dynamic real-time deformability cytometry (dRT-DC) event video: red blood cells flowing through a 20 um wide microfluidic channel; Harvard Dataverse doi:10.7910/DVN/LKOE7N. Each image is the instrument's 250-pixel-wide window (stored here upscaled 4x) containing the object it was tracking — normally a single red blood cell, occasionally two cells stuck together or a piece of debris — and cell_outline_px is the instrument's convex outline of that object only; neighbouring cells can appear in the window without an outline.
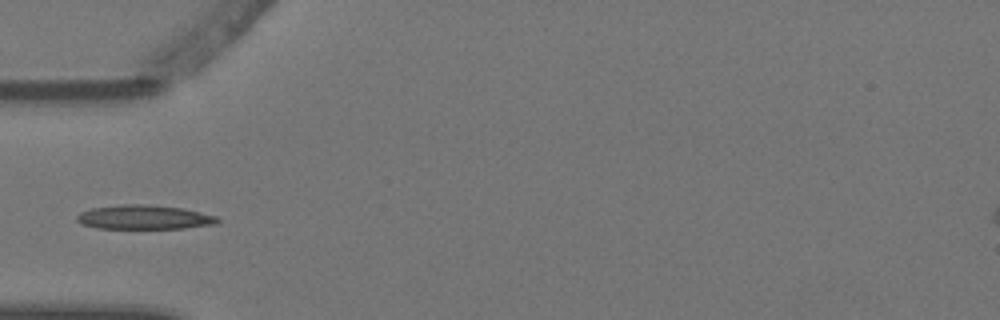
{"species": "Egyptian fruit bat (a non-hibernating species)", "species_latin": "Rousettus aegyptiacus", "temperature_condition": "warm", "stored_images_in_passage": 7, "camera_frame_rate_fps": 3000, "um_per_image_px": 0.085, "animal": {"sex": "female"}, "frame": {"image": 1, "passage_image": 5, "time_ms": 1.333, "image_size_px": [1000, 320], "cell_outline_px": [[220, 220], [216, 224], [184, 228], [96, 228], [84, 224], [76, 220], [76, 216], [80, 212], [92, 208], [124, 204], [148, 204], [184, 208], [216, 216]], "centroid_in_image_um": [12.27, 18.45], "position_along_channel_um": 72.7, "area_um2": 19.77}}
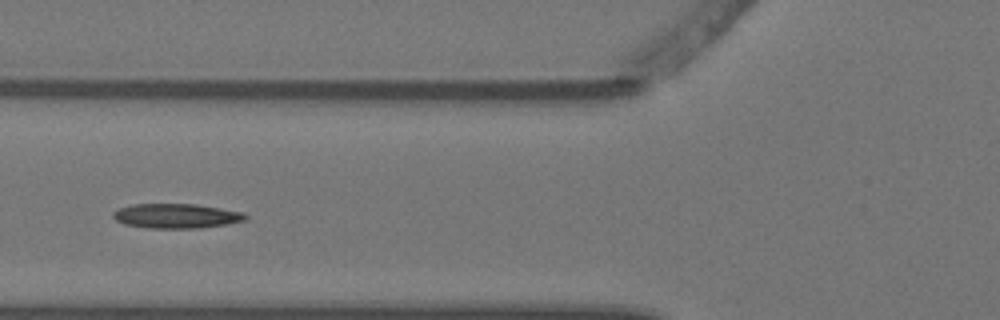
{"frame": {"image": 2, "passage_image": 6, "time_ms": 1.667, "image_size_px": [1000, 320], "cell_outline_px": [[248, 216], [244, 220], [228, 224], [200, 228], [148, 228], [124, 224], [116, 220], [112, 216], [112, 212], [116, 208], [132, 204], [196, 204], [220, 208], [240, 212]], "centroid_in_image_um": [14.92, 18.35], "position_along_channel_um": 110.9, "area_um2": 19.02}}
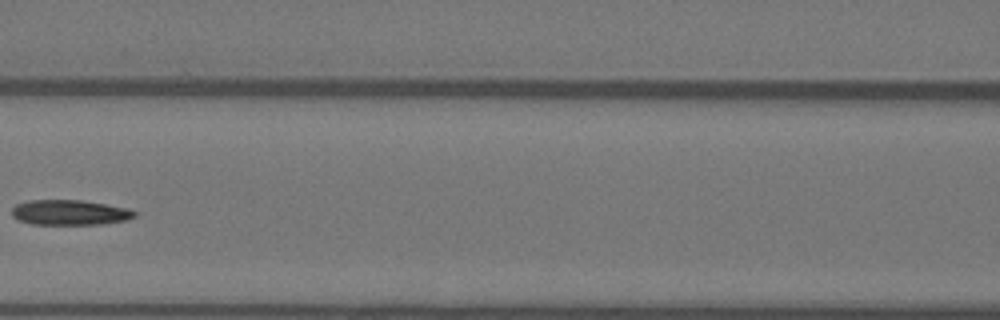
{"frame": {"image": 3, "passage_image": 7, "time_ms": 2.0, "image_size_px": [1000, 320], "cell_outline_px": [[136, 216], [128, 220], [100, 224], [32, 224], [20, 220], [12, 216], [12, 208], [16, 204], [28, 200], [80, 200], [128, 208], [136, 212]], "centroid_in_image_um": [5.93, 18.06], "position_along_channel_um": 160.7, "area_um2": 17.92}}